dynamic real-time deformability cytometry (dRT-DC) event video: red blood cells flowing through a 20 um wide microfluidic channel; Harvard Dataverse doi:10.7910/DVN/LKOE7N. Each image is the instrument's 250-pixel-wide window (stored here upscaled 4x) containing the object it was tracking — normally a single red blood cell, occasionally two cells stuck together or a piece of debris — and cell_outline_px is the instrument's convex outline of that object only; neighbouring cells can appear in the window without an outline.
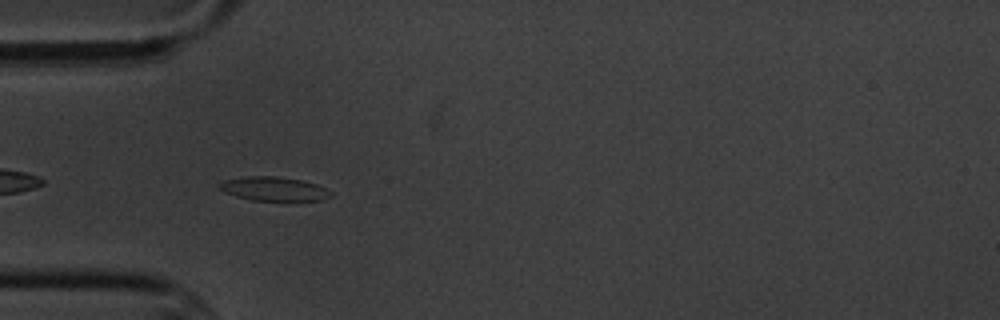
{"species": "common noctule bat (a hibernating species)", "species_latin": "Nyctalus noctula", "temperature_condition": "cold", "stored_images_in_passage": 5, "camera_frame_rate_fps": 3000, "um_per_image_px": 0.085, "animal": {"sex": "male", "body_mass_g": 20.1, "forearm_length_mm": 53.5}, "frame": {"image": 1, "passage_image": 4, "time_ms": 4.333, "image_size_px": [1000, 320], "cell_outline_px": [[332, 196], [320, 200], [252, 200], [236, 196], [224, 192], [216, 188], [216, 184], [224, 180], [248, 176], [276, 176], [300, 180], [316, 184], [332, 192]], "centroid_in_image_um": [23.21, 16.04], "position_along_channel_um": 61.8, "area_um2": 15.49}}